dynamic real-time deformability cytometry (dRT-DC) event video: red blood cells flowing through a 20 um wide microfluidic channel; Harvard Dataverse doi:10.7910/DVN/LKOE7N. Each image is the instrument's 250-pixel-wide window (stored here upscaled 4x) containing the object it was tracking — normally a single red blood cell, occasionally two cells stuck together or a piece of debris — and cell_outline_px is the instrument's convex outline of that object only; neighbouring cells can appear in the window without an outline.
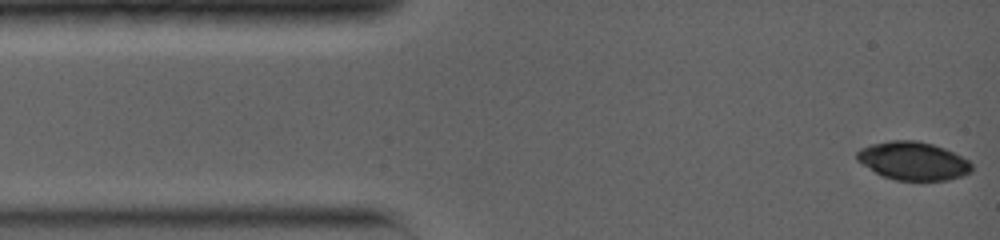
{"species": "common noctule bat (a hibernating species)", "species_latin": "Nyctalus noctula", "temperature_condition": "warm", "stored_images_in_passage": 19, "camera_frame_rate_fps": 5000, "um_per_image_px": 0.085, "animal": {"sex": "female", "body_mass_g": 19.0, "forearm_length_mm": 56.7}, "frame": {"image": 1, "passage_image": 1, "time_ms": 0.0, "image_size_px": [1000, 240], "cell_outline_px": [[972, 172], [948, 180], [896, 180], [884, 176], [876, 172], [856, 160], [856, 152], [860, 148], [872, 144], [888, 140], [916, 140], [932, 144], [944, 148], [968, 160], [972, 164]], "centroid_in_image_um": [77.6, 13.67], "position_along_channel_um": 7.4, "area_um2": 25.43}}
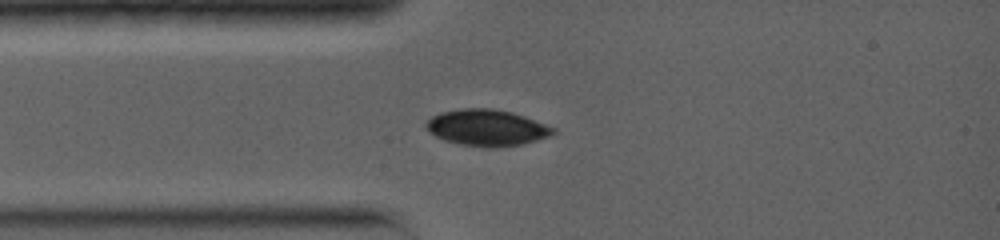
{"frame": {"image": 2, "passage_image": 10, "time_ms": 2.8, "image_size_px": [1000, 240], "cell_outline_px": [[556, 132], [552, 136], [524, 144], [496, 148], [488, 148], [460, 144], [444, 140], [436, 136], [424, 124], [424, 120], [440, 112], [460, 108], [492, 108], [512, 112], [524, 116], [556, 128]], "centroid_in_image_um": [41.4, 10.86], "position_along_channel_um": 43.6, "area_um2": 27.22}}
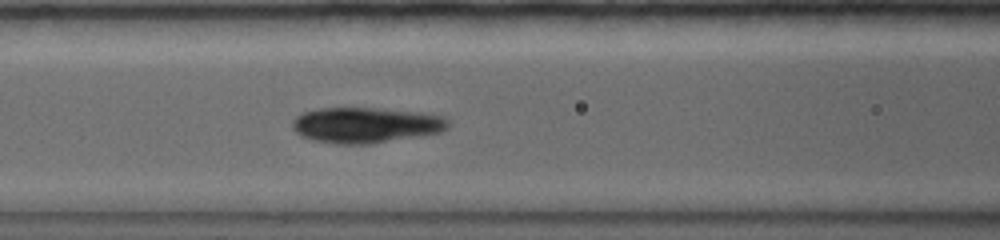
{"frame": {"image": 3, "passage_image": 17, "time_ms": 5.2, "image_size_px": [1000, 240], "cell_outline_px": [[448, 128], [440, 132], [420, 136], [372, 144], [336, 144], [312, 140], [300, 136], [292, 128], [292, 120], [300, 112], [316, 108], [376, 108], [420, 112], [444, 116], [448, 120]], "centroid_in_image_um": [31.05, 10.63], "position_along_channel_um": 135.5, "area_um2": 32.71}}